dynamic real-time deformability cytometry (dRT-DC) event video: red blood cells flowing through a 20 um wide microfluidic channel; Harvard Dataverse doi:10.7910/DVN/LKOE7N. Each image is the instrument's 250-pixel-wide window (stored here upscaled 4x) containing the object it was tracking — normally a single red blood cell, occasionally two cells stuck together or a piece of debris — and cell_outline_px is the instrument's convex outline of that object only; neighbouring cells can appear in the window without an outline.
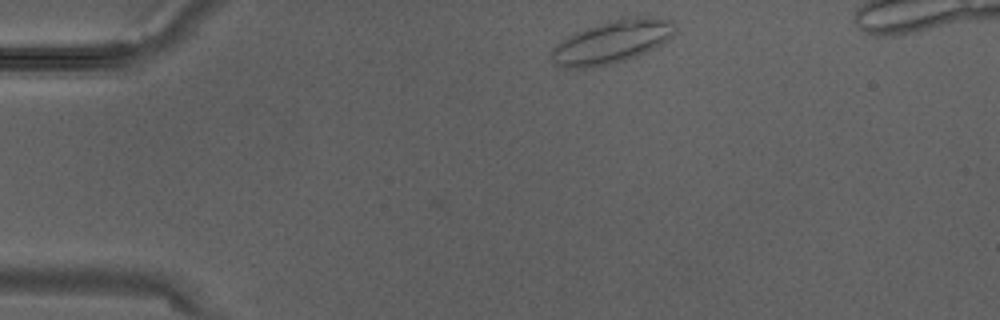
{"species": "Egyptian fruit bat (a non-hibernating species)", "species_latin": "Rousettus aegyptiacus", "temperature_condition": "warm", "stored_images_in_passage": 2, "camera_frame_rate_fps": 3000, "um_per_image_px": 0.085, "animal": {"sex": "male"}, "frame": {"image": 1, "passage_image": 1, "time_ms": 0.0, "image_size_px": [1000, 320], "cell_outline_px": [[676, 32], [668, 40], [636, 56], [624, 60], [608, 64], [584, 68], [572, 68], [552, 64], [552, 48], [556, 44], [568, 36], [576, 32], [620, 16], [644, 16], [672, 20]], "centroid_in_image_um": [52.02, 3.53], "position_along_channel_um": 33.0, "area_um2": 30.69}}